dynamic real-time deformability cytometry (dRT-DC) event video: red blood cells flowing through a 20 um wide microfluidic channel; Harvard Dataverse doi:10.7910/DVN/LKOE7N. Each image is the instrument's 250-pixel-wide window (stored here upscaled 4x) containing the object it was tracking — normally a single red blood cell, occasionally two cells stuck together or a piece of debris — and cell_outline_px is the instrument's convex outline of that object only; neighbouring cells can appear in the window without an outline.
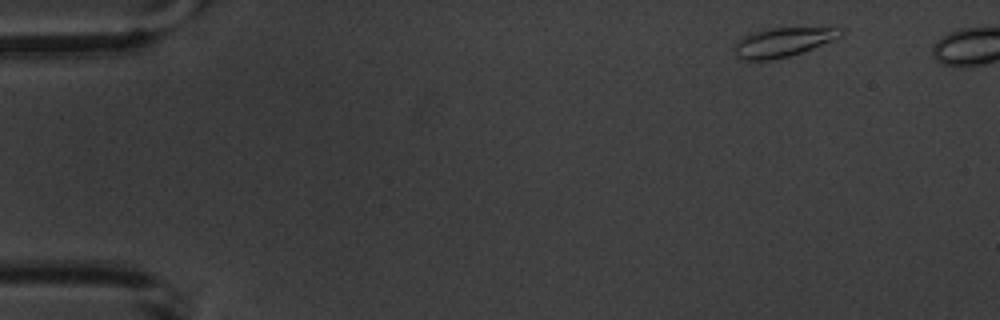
{"species": "common noctule bat (a hibernating species)", "species_latin": "Nyctalus noctula", "temperature_condition": "warm", "stored_images_in_passage": 5, "camera_frame_rate_fps": 3000, "um_per_image_px": 0.085, "animal": {"sex": "male", "body_mass_g": 20.1, "forearm_length_mm": 53.5}, "frame": {"image": 1, "passage_image": 1, "time_ms": 0.0, "image_size_px": [1000, 320], "cell_outline_px": [[844, 36], [812, 48], [788, 56], [768, 60], [740, 60], [736, 56], [736, 44], [744, 36], [764, 28], [844, 28]], "centroid_in_image_um": [66.58, 3.58], "position_along_channel_um": 18.4, "area_um2": 17.8}}